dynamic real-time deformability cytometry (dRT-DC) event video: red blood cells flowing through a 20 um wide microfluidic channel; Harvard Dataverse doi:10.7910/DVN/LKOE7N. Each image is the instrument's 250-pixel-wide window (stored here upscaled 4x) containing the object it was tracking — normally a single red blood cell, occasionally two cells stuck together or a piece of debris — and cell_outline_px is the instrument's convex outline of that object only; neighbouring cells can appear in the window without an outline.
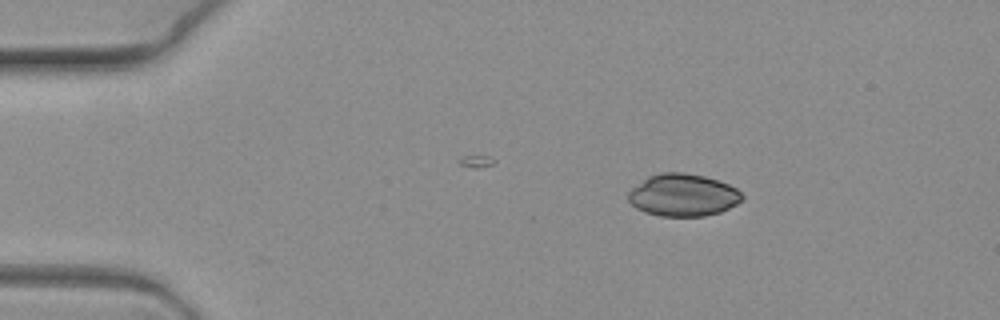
{"species": "common noctule bat (a hibernating species)", "species_latin": "Nyctalus noctula", "temperature_condition": "warm", "stored_images_in_passage": 9, "camera_frame_rate_fps": 3000, "um_per_image_px": 0.085, "animal": {"sex": "female", "body_mass_g": 19.3, "forearm_length_mm": 54.1}, "frame": {"image": 1, "passage_image": 3, "time_ms": 0.667, "image_size_px": [1000, 320], "cell_outline_px": [[744, 200], [720, 212], [704, 216], [660, 216], [644, 212], [636, 208], [628, 200], [628, 192], [632, 188], [648, 176], [660, 172], [680, 172], [704, 176], [728, 184], [736, 188], [744, 196]], "centroid_in_image_um": [58.05, 16.58], "position_along_channel_um": 27.0, "area_um2": 28.09}}
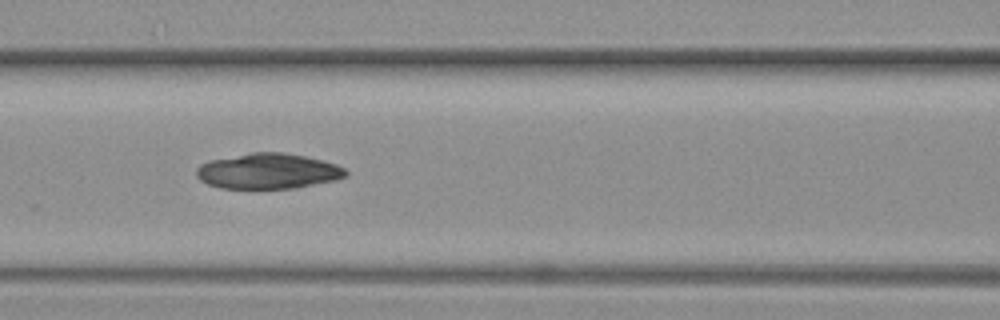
{"frame": {"image": 2, "passage_image": 8, "time_ms": 2.333, "image_size_px": [1000, 320], "cell_outline_px": [[348, 176], [336, 180], [296, 188], [220, 188], [208, 184], [200, 180], [196, 176], [196, 168], [200, 164], [208, 160], [252, 152], [284, 152], [304, 156], [336, 164], [344, 168], [348, 172]], "centroid_in_image_um": [22.77, 14.54], "position_along_channel_um": 143.8, "area_um2": 30.98}}
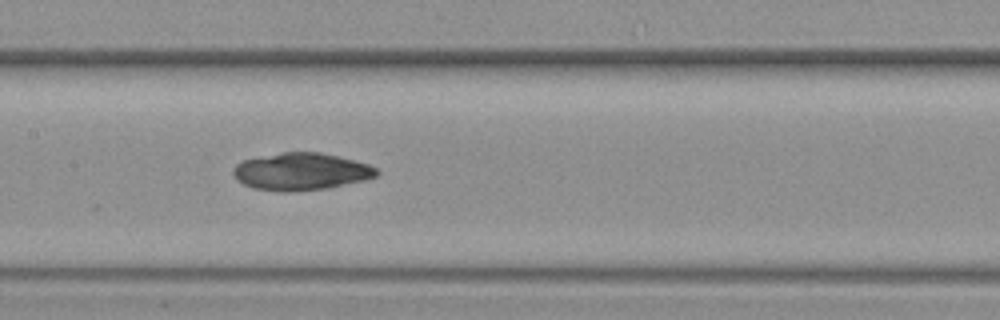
{"frame": {"image": 3, "passage_image": 9, "time_ms": 2.667, "image_size_px": [1000, 320], "cell_outline_px": [[380, 172], [376, 176], [364, 180], [328, 188], [292, 192], [280, 192], [252, 188], [236, 180], [232, 172], [236, 164], [244, 160], [284, 152], [320, 152], [368, 164], [376, 168]], "centroid_in_image_um": [25.57, 14.6], "position_along_channel_um": 181.8, "area_um2": 31.04}}